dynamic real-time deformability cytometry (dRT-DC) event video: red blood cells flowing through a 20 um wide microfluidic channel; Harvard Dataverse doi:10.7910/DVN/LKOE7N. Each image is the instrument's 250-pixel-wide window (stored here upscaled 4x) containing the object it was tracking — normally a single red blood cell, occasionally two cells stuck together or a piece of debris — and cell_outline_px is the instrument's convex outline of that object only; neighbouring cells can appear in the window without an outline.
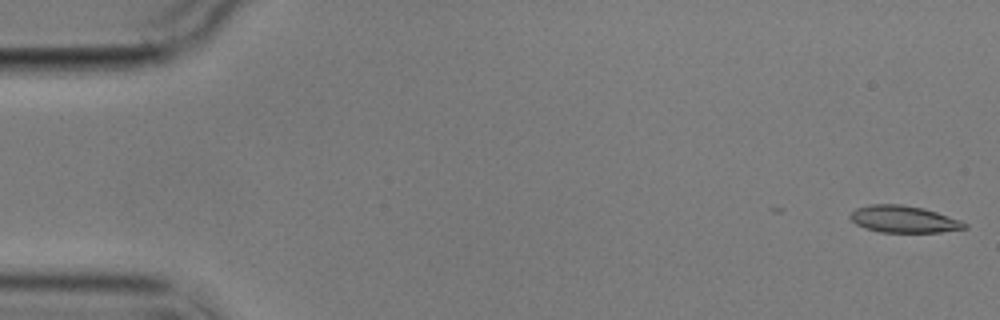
{"species": "common noctule bat (a hibernating species)", "species_latin": "Nyctalus noctula", "temperature_condition": "cold", "stored_images_in_passage": 6, "segment_of_instrument_passage": [1, 2], "camera_frame_rate_fps": 3000, "um_per_image_px": 0.085, "animal": {"sex": "male", "body_mass_g": 17.9}, "frame": {"image": 1, "passage_image": 1, "time_ms": 0.0, "image_size_px": [1000, 320], "cell_outline_px": [[968, 228], [940, 232], [880, 232], [864, 228], [856, 224], [848, 216], [856, 208], [868, 204], [900, 204], [924, 208], [960, 220], [968, 224]], "centroid_in_image_um": [76.8, 18.63], "position_along_channel_um": 8.2, "area_um2": 17.98}}
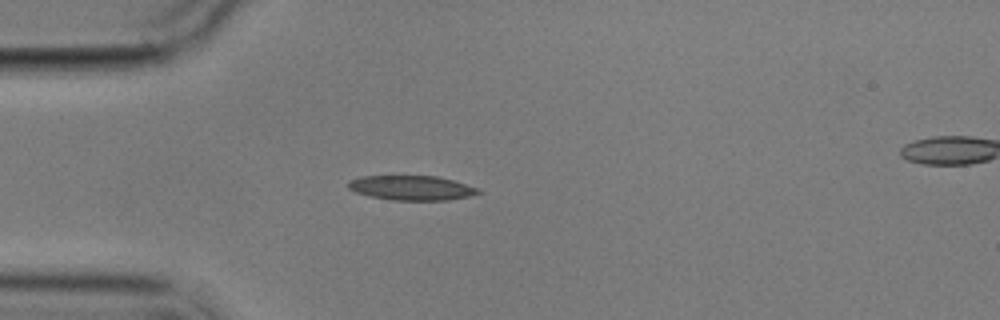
{"frame": {"image": 2, "passage_image": 5, "time_ms": 4.667, "image_size_px": [1000, 320], "cell_outline_px": [[484, 192], [468, 196], [448, 200], [392, 200], [372, 196], [356, 192], [348, 188], [348, 180], [364, 176], [436, 176], [452, 180], [476, 188]], "centroid_in_image_um": [34.97, 15.97], "position_along_channel_um": 50.0, "area_um2": 18.38}}